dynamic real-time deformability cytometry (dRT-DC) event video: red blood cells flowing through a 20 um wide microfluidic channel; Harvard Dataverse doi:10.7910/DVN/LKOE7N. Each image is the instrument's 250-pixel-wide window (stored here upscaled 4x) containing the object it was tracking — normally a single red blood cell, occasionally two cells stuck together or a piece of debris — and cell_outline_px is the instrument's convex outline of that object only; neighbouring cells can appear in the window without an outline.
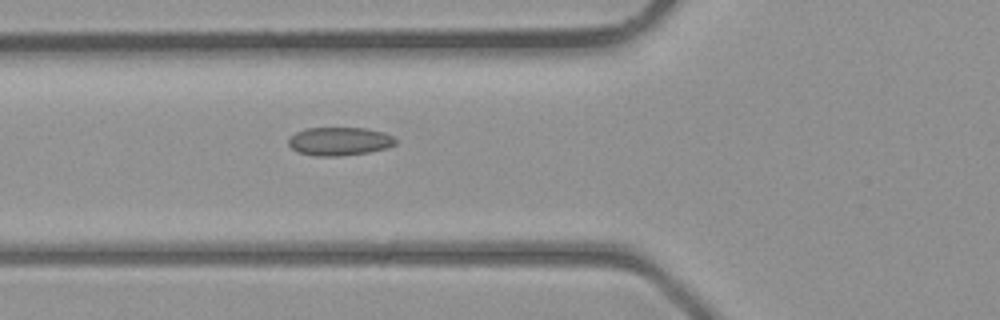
{"species": "common noctule bat (a hibernating species)", "species_latin": "Nyctalus noctula", "temperature_condition": "room temperature", "stored_images_in_passage": 4, "camera_frame_rate_fps": 3000, "um_per_image_px": 0.085, "animal": {"sex": "male", "body_mass_g": 23.1, "forearm_length_mm": 52.7}, "frame": {"image": 1, "passage_image": 4, "time_ms": 3.667, "image_size_px": [1000, 320], "cell_outline_px": [[396, 144], [384, 148], [368, 152], [340, 156], [316, 156], [300, 152], [292, 148], [288, 144], [288, 140], [296, 132], [304, 128], [368, 128], [384, 132], [392, 136], [396, 140]], "centroid_in_image_um": [28.85, 12.0], "position_along_channel_um": 96.9, "area_um2": 17.57}}